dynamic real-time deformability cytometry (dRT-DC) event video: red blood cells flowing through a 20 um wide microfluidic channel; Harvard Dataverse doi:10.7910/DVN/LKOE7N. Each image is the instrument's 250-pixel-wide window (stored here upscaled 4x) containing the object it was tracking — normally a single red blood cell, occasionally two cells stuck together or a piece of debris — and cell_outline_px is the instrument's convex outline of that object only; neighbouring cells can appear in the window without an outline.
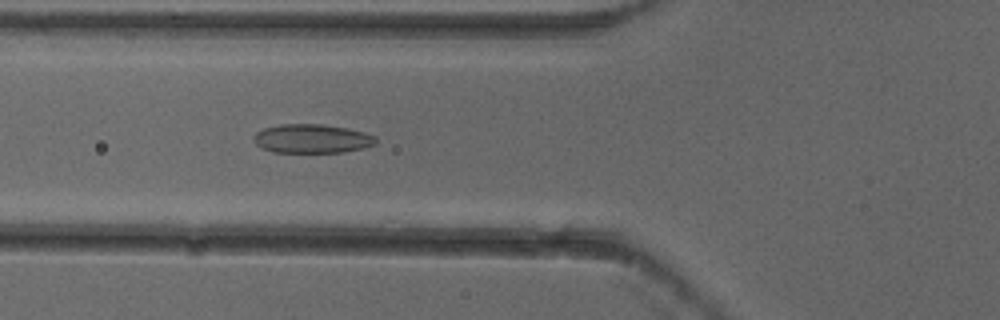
{"species": "common noctule bat (a hibernating species)", "species_latin": "Nyctalus noctula", "temperature_condition": "cold", "stored_images_in_passage": 5, "camera_frame_rate_fps": 3000, "um_per_image_px": 0.085, "animal": {"sex": "female"}, "frame": {"image": 1, "passage_image": 5, "time_ms": 1.333, "image_size_px": [1000, 320], "cell_outline_px": [[376, 144], [364, 148], [340, 152], [272, 152], [256, 144], [252, 140], [252, 136], [256, 132], [264, 128], [280, 124], [320, 124], [348, 128], [364, 132], [376, 136]], "centroid_in_image_um": [26.51, 11.78], "position_along_channel_um": 99.3, "area_um2": 20.63}}